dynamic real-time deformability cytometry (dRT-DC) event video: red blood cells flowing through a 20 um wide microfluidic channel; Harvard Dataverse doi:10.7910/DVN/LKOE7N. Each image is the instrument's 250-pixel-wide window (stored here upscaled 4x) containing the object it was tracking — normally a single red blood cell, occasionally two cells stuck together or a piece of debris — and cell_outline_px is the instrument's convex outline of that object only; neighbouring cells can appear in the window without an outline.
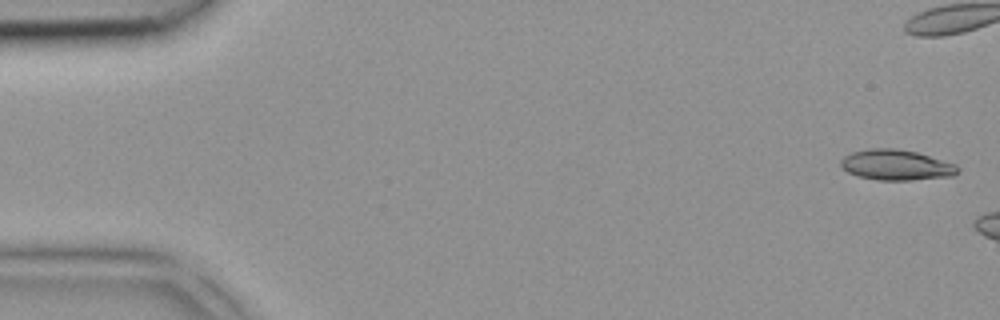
{"species": "common noctule bat (a hibernating species)", "species_latin": "Nyctalus noctula", "temperature_condition": "room temperature", "stored_images_in_passage": 5, "camera_frame_rate_fps": 3000, "um_per_image_px": 0.085, "animal": {"sex": "female", "body_mass_g": 18.4}, "frame": {"image": 1, "passage_image": 1, "time_ms": 0.0, "image_size_px": [1000, 320], "cell_outline_px": [[960, 172], [952, 176], [912, 180], [876, 180], [856, 176], [840, 168], [840, 160], [844, 156], [852, 152], [868, 148], [896, 148], [916, 152], [956, 164], [960, 168]], "centroid_in_image_um": [76.15, 14.02], "position_along_channel_um": 8.8, "area_um2": 21.04}}